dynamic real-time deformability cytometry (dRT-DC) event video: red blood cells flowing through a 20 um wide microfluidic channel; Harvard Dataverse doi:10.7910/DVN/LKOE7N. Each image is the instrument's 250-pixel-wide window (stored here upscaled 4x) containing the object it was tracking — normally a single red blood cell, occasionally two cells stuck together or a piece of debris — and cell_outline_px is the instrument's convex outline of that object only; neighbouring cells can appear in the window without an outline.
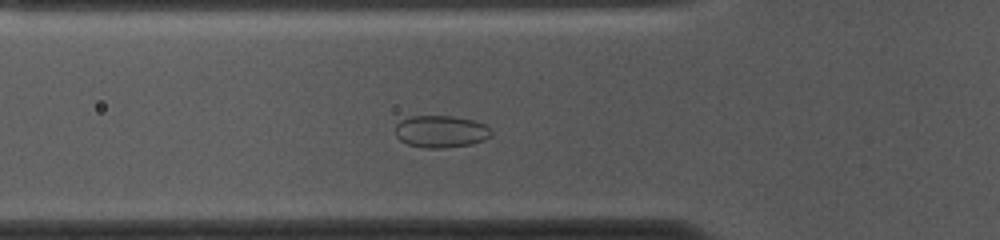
{"species": "common noctule bat (a hibernating species)", "species_latin": "Nyctalus noctula", "temperature_condition": "cold", "stored_images_in_passage": 51, "camera_frame_rate_fps": 3000, "um_per_image_px": 0.085, "animal": {"sex": "female", "body_mass_g": 10.0, "forearm_length_mm": 53.1}, "frame": {"image": 1, "passage_image": 15, "time_ms": 4.667, "image_size_px": [1000, 240], "cell_outline_px": [[492, 136], [484, 140], [472, 144], [444, 148], [424, 148], [408, 144], [400, 140], [396, 136], [396, 124], [400, 120], [412, 116], [452, 116], [472, 120], [484, 124], [492, 128]], "centroid_in_image_um": [37.5, 11.18], "position_along_channel_um": 88.3, "area_um2": 18.09}}
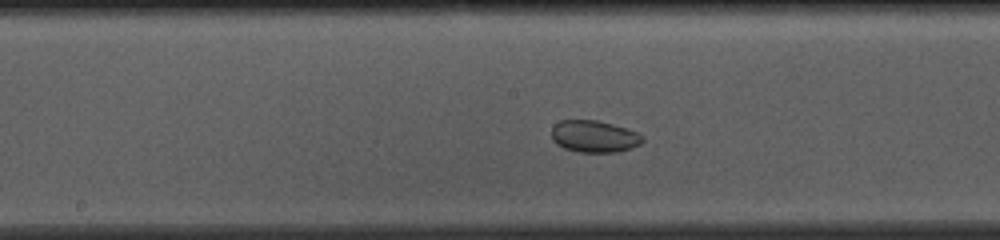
{"frame": {"image": 2, "passage_image": 24, "time_ms": 7.667, "image_size_px": [1000, 240], "cell_outline_px": [[644, 140], [640, 144], [616, 152], [576, 152], [564, 148], [556, 144], [552, 140], [552, 124], [560, 120], [596, 120], [612, 124], [636, 132], [644, 136]], "centroid_in_image_um": [50.45, 11.59], "position_along_channel_um": 197.7, "area_um2": 16.94}}
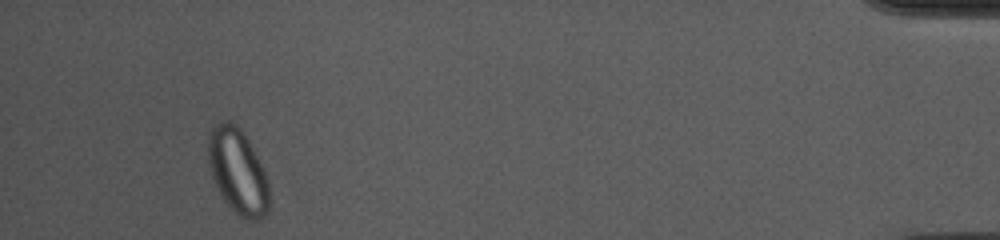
{"frame": {"image": 3, "passage_image": 48, "time_ms": 15.667, "image_size_px": [1000, 240], "cell_outline_px": [[268, 212], [264, 216], [256, 220], [244, 220], [220, 196], [212, 176], [208, 164], [208, 132], [220, 120], [228, 120], [236, 124], [244, 132], [264, 168], [268, 180]], "centroid_in_image_um": [20.2, 14.53], "position_along_channel_um": 415.0, "area_um2": 30.58}}